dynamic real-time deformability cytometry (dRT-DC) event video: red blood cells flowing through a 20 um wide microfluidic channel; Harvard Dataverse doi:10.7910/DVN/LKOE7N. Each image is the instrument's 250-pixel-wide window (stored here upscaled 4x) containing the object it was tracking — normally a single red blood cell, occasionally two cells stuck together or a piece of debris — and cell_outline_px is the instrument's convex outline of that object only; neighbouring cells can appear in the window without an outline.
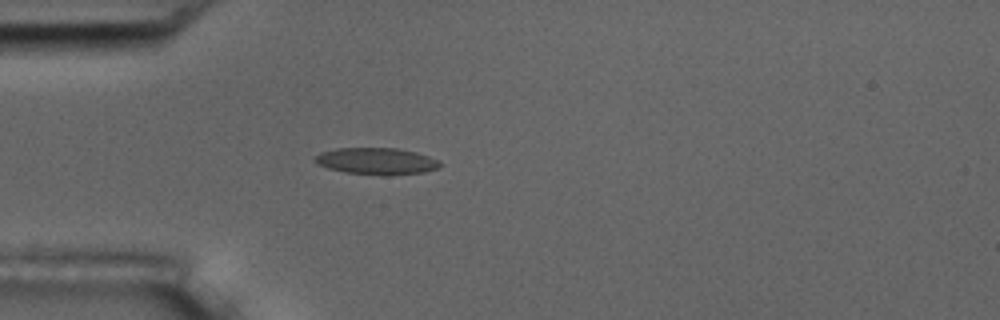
{"species": "common noctule bat (a hibernating species)", "species_latin": "Nyctalus noctula", "temperature_condition": "room temperature", "stored_images_in_passage": 3, "camera_frame_rate_fps": 3000, "um_per_image_px": 0.085, "animal": {"sex": "male", "body_mass_g": 17.5, "forearm_length_mm": 52.3}, "frame": {"image": 1, "passage_image": 3, "time_ms": 3.333, "image_size_px": [1000, 320], "cell_outline_px": [[444, 164], [440, 168], [424, 172], [384, 176], [344, 172], [328, 168], [312, 160], [320, 152], [336, 148], [396, 148], [416, 152], [428, 156]], "centroid_in_image_um": [32.02, 13.7], "position_along_channel_um": 53.0, "area_um2": 19.59}}